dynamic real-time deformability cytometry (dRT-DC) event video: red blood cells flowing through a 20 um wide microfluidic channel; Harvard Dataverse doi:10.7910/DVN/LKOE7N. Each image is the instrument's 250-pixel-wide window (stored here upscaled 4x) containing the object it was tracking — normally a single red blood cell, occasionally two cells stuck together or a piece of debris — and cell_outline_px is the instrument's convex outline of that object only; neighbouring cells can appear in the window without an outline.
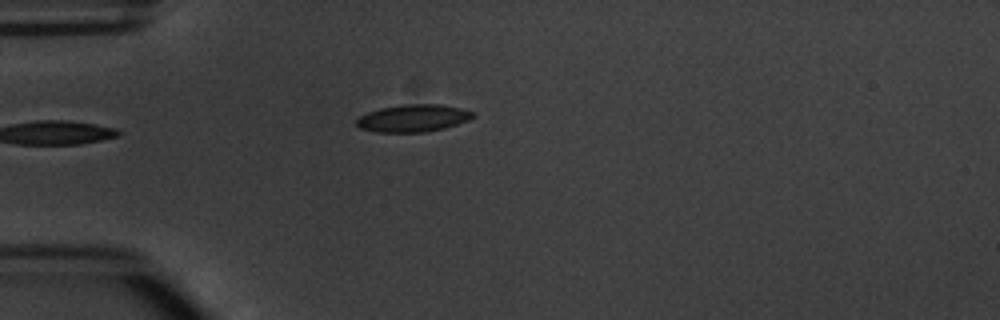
{"species": "common noctule bat (a hibernating species)", "species_latin": "Nyctalus noctula", "temperature_condition": "warm", "stored_images_in_passage": 4, "camera_frame_rate_fps": 3000, "um_per_image_px": 0.085, "animal": {"sex": "male", "body_mass_g": 20.1, "forearm_length_mm": 53.5}, "frame": {"image": 1, "passage_image": 4, "time_ms": 3.333, "image_size_px": [1000, 320], "cell_outline_px": [[476, 116], [468, 120], [444, 128], [424, 132], [376, 132], [360, 128], [356, 124], [356, 120], [360, 116], [368, 112], [380, 108], [404, 104], [440, 104], [460, 108], [472, 112]], "centroid_in_image_um": [35.1, 10.04], "position_along_channel_um": 49.9, "area_um2": 18.44}}